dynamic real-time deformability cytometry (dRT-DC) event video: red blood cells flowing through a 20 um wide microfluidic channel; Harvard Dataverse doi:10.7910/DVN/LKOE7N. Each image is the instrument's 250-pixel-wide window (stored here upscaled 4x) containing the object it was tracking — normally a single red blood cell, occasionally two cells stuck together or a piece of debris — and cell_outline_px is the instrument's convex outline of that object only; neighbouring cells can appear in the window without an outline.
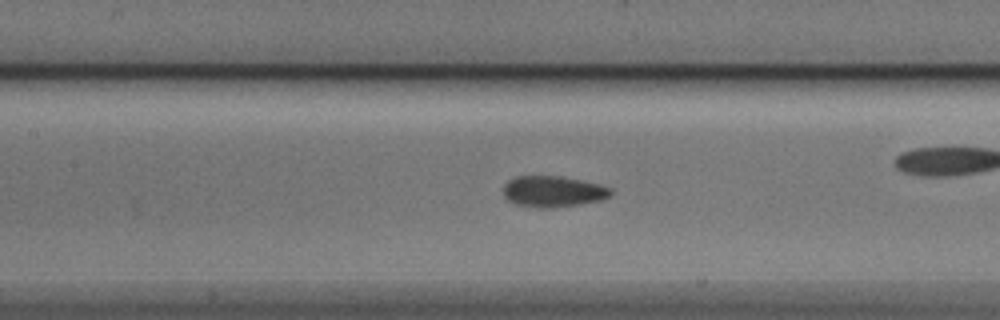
{"species": "Egyptian fruit bat (a non-hibernating species)", "species_latin": "Rousettus aegyptiacus", "temperature_condition": "cold", "stored_images_in_passage": 51, "camera_frame_rate_fps": 3000, "um_per_image_px": 0.085, "animal": {"sex": "male"}, "frame": {"image": 1, "passage_image": 22, "time_ms": 7.0, "image_size_px": [1000, 320], "cell_outline_px": [[612, 192], [608, 196], [600, 200], [580, 204], [552, 208], [536, 208], [516, 204], [508, 200], [504, 196], [504, 184], [508, 180], [516, 176], [560, 176], [600, 184], [612, 188]], "centroid_in_image_um": [46.99, 16.28], "position_along_channel_um": 160.4, "area_um2": 19.48}}
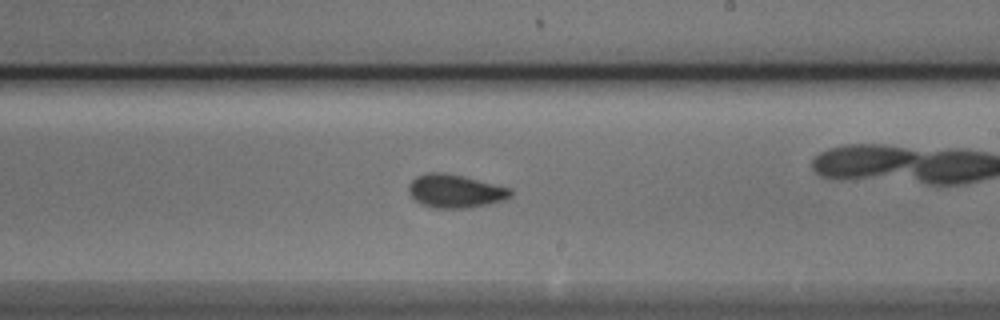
{"frame": {"image": 2, "passage_image": 29, "time_ms": 9.333, "image_size_px": [1000, 320], "cell_outline_px": [[512, 196], [504, 200], [488, 204], [468, 208], [432, 208], [420, 204], [408, 192], [408, 184], [416, 176], [424, 172], [444, 172], [464, 176], [512, 188]], "centroid_in_image_um": [38.69, 16.23], "position_along_channel_um": 250.3, "area_um2": 20.11}, "authors_computed_cell_mechanics": {"area_um2": 19.074, "velocity_mm_per_s": 3.8656, "shape_relaxation_time_tau1_ms": 3.9469, "shape_relaxation_time_tau2_ms": 1.2359, "deformation_change_tau1": 0.0908, "deformation_change_tau2": 0.0519}}